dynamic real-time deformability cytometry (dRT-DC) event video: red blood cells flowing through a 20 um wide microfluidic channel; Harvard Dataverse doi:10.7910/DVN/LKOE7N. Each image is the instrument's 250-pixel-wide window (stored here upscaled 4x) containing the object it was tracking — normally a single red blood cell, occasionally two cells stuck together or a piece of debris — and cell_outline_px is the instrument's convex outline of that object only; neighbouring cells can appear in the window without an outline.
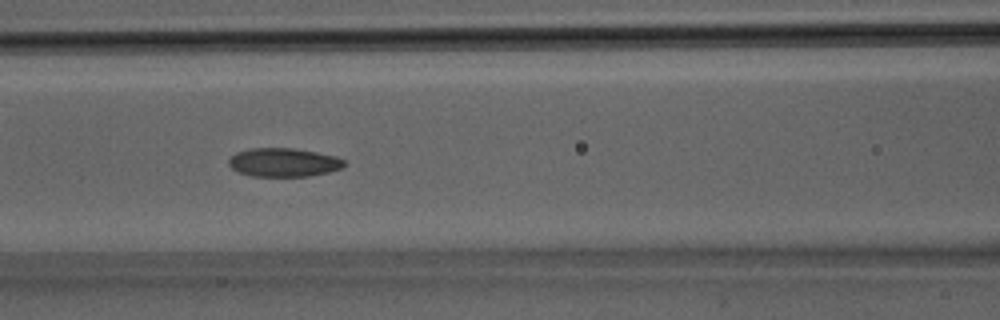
{"species": "Egyptian fruit bat (a non-hibernating species)", "species_latin": "Rousettus aegyptiacus", "temperature_condition": "room temperature", "stored_images_in_passage": 34, "camera_frame_rate_fps": 3000, "um_per_image_px": 0.085, "animal": {"sex": "male"}, "frame": {"image": 1, "passage_image": 15, "time_ms": 4.667, "image_size_px": [1000, 320], "cell_outline_px": [[344, 168], [328, 172], [308, 176], [252, 176], [240, 172], [232, 168], [228, 164], [228, 160], [236, 152], [252, 148], [292, 148], [316, 152], [336, 156], [344, 160]], "centroid_in_image_um": [24.12, 13.8], "position_along_channel_um": 142.5, "area_um2": 19.19}}
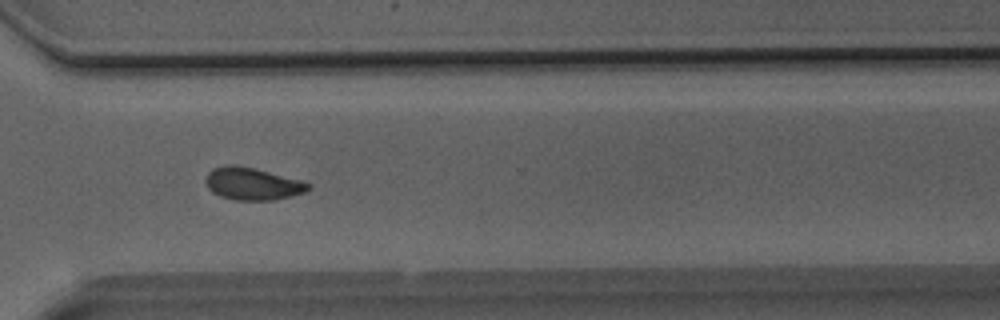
{"frame": {"image": 2, "passage_image": 25, "time_ms": 8.0, "image_size_px": [1000, 320], "cell_outline_px": [[312, 188], [304, 192], [292, 196], [272, 200], [236, 200], [220, 196], [212, 192], [208, 188], [204, 180], [208, 172], [212, 168], [224, 164], [236, 164], [256, 168], [300, 180], [312, 184]], "centroid_in_image_um": [21.44, 15.6], "position_along_channel_um": 349.2, "area_um2": 19.65}}